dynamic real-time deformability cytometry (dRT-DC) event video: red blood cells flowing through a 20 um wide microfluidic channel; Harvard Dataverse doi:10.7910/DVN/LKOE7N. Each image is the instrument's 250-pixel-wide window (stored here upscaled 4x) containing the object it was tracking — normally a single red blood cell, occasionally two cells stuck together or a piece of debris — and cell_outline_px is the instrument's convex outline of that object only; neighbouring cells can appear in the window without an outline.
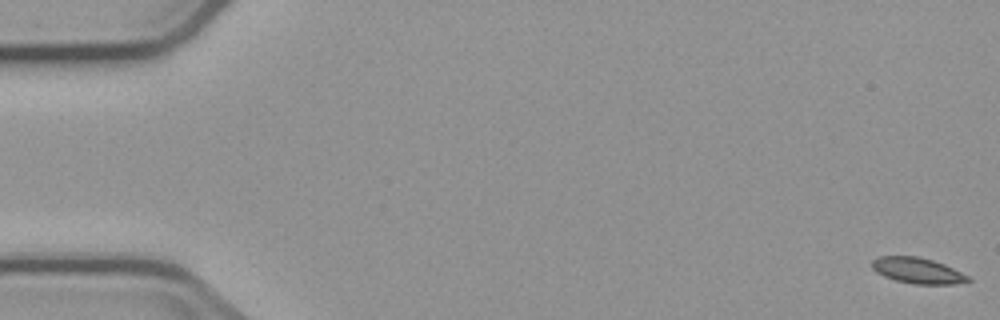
{"species": "common noctule bat (a hibernating species)", "species_latin": "Nyctalus noctula", "temperature_condition": "cold", "stored_images_in_passage": 4, "camera_frame_rate_fps": 3000, "um_per_image_px": 0.085, "animal": {"sex": "male", "body_mass_g": 23.1, "forearm_length_mm": 52.7}, "frame": {"image": 1, "passage_image": 1, "time_ms": 0.0, "image_size_px": [1000, 320], "cell_outline_px": [[972, 280], [956, 284], [912, 284], [896, 280], [884, 276], [876, 272], [872, 268], [872, 260], [880, 256], [916, 256], [932, 260], [944, 264], [972, 276]], "centroid_in_image_um": [78.04, 23.0], "position_along_channel_um": 7.0, "area_um2": 14.57}}
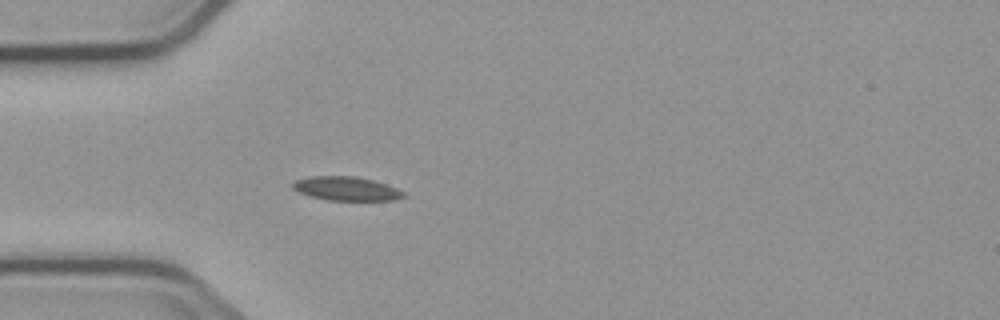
{"frame": {"image": 2, "passage_image": 4, "time_ms": 5.333, "image_size_px": [1000, 320], "cell_outline_px": [[408, 196], [392, 200], [328, 200], [312, 196], [300, 192], [292, 188], [292, 184], [296, 180], [312, 176], [352, 176], [372, 180], [396, 188], [404, 192]], "centroid_in_image_um": [29.45, 16.03], "position_along_channel_um": 55.5, "area_um2": 15.14}}